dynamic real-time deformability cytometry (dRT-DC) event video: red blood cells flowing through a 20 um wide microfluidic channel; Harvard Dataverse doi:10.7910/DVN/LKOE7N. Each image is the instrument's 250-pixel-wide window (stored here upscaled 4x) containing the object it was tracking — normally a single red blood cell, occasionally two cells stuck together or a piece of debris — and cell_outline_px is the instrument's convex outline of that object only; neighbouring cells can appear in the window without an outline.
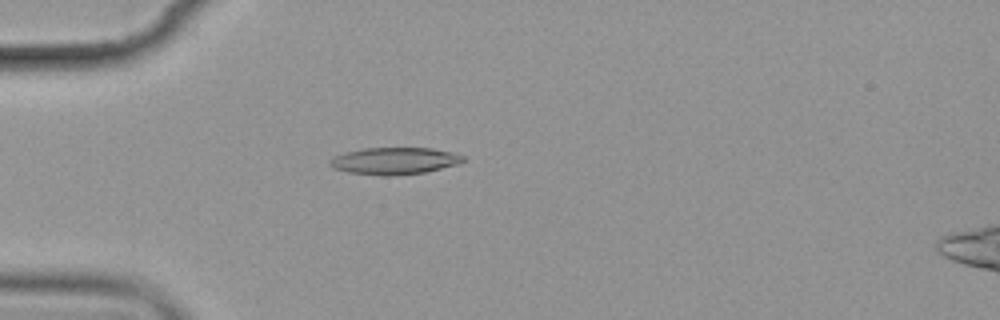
{"species": "common noctule bat (a hibernating species)", "species_latin": "Nyctalus noctula", "temperature_condition": "cold", "stored_images_in_passage": 6, "camera_frame_rate_fps": 3000, "um_per_image_px": 0.085, "animal": {"sex": "female", "body_mass_g": 19.9}, "frame": {"image": 1, "passage_image": 5, "time_ms": 4.667, "image_size_px": [1000, 320], "cell_outline_px": [[464, 160], [456, 164], [424, 172], [388, 176], [380, 176], [348, 172], [332, 168], [328, 164], [328, 160], [332, 156], [344, 152], [364, 148], [432, 148], [452, 152], [464, 156]], "centroid_in_image_um": [33.44, 13.67], "position_along_channel_um": 51.6, "area_um2": 20.98}}